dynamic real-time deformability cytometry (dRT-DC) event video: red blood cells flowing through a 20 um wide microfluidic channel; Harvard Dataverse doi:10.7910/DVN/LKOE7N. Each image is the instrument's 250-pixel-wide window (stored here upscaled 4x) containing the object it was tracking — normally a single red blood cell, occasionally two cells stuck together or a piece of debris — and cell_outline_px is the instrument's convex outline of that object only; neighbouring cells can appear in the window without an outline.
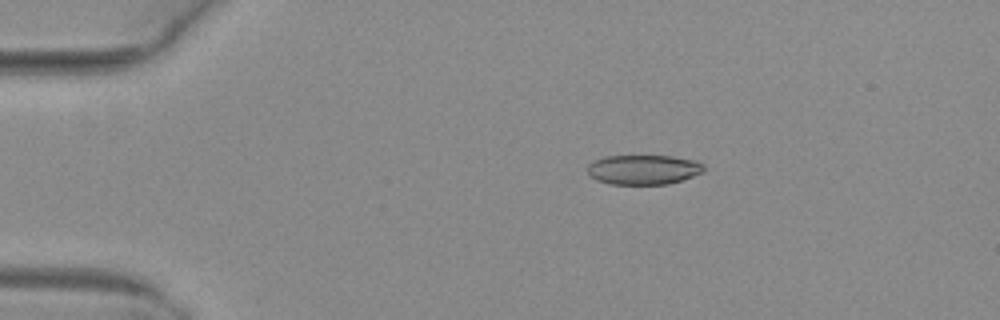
{"species": "common noctule bat (a hibernating species)", "species_latin": "Nyctalus noctula", "temperature_condition": "warm", "stored_images_in_passage": 50, "camera_frame_rate_fps": 3000, "um_per_image_px": 0.085, "animal": {"sex": "female", "body_mass_g": 29.2, "forearm_length_mm": 56.3}, "frame": {"image": 1, "passage_image": 9, "time_ms": 2.667, "image_size_px": [1000, 320], "cell_outline_px": [[704, 172], [668, 184], [608, 184], [596, 180], [588, 176], [588, 164], [604, 156], [672, 156], [696, 160], [704, 164]], "centroid_in_image_um": [54.68, 14.42], "position_along_channel_um": 30.3, "area_um2": 20.23}}
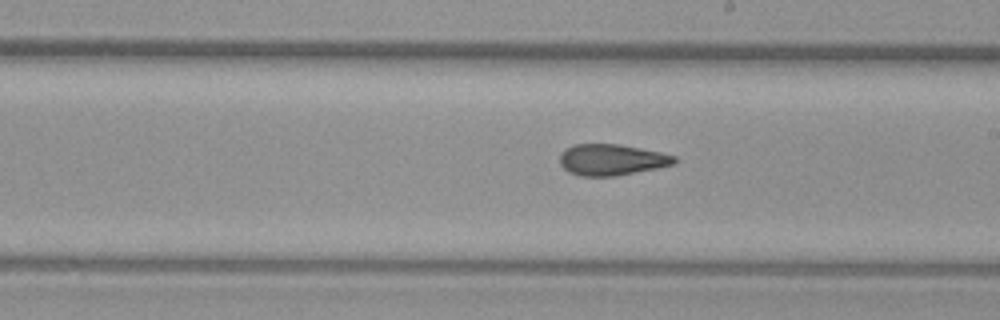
{"frame": {"image": 2, "passage_image": 29, "time_ms": 9.333, "image_size_px": [1000, 320], "cell_outline_px": [[676, 160], [672, 164], [656, 168], [616, 176], [580, 176], [568, 172], [560, 164], [560, 152], [572, 144], [620, 144], [660, 152], [676, 156]], "centroid_in_image_um": [51.94, 13.57], "position_along_channel_um": 237.1, "area_um2": 20.81}}
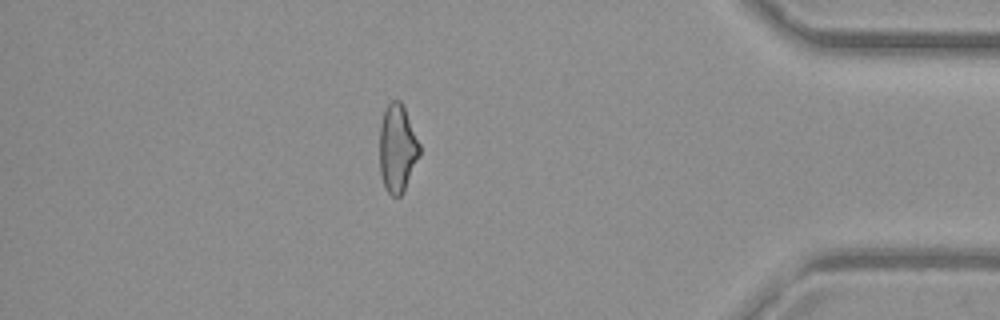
{"frame": {"image": 3, "passage_image": 44, "time_ms": 14.333, "image_size_px": [1000, 320], "cell_outline_px": [[420, 156], [404, 192], [400, 196], [392, 196], [384, 188], [380, 172], [380, 124], [384, 112], [388, 104], [392, 100], [400, 100], [404, 108], [420, 144]], "centroid_in_image_um": [33.78, 12.65], "position_along_channel_um": 401.4, "area_um2": 20.52}, "authors_computed_cell_mechanics": {"area_um2": 21.0681, "velocity_mm_per_s": 4.0522, "shape_relaxation_time_tau1_ms": null, "shape_relaxation_time_tau2_ms": 2.2726, "deformation_change_tau1": null, "deformation_change_tau2": 0.0977}}